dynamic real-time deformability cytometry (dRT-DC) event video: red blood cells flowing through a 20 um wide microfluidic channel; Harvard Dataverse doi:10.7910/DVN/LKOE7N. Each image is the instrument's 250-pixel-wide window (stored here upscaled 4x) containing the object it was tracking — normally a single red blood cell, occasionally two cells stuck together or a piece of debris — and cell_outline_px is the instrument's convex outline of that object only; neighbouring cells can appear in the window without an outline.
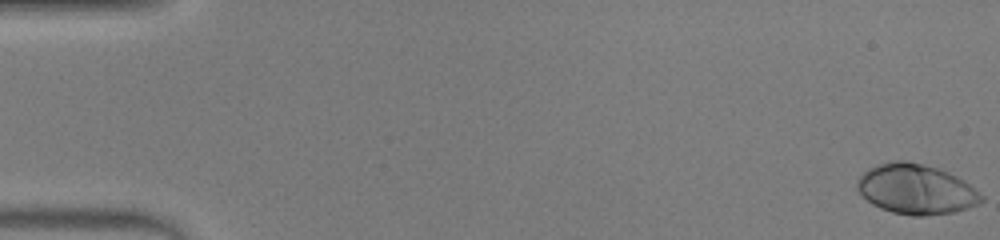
{"species": "human", "species_latin": "Homo sapiens", "temperature_condition": "warm", "stored_images_in_passage": 49, "camera_frame_rate_fps": 3000, "um_per_image_px": 0.085, "donor": {"sex": "male"}, "frame": {"image": 1, "passage_image": 1, "time_ms": 0.0, "image_size_px": [1000, 240], "cell_outline_px": [[984, 200], [976, 204], [952, 212], [924, 216], [912, 216], [892, 212], [880, 208], [872, 204], [856, 188], [856, 184], [860, 176], [868, 168], [876, 164], [892, 160], [904, 160], [936, 168], [948, 172], [964, 180], [984, 196]], "centroid_in_image_um": [77.84, 16.08], "position_along_channel_um": 7.2, "area_um2": 35.95}}
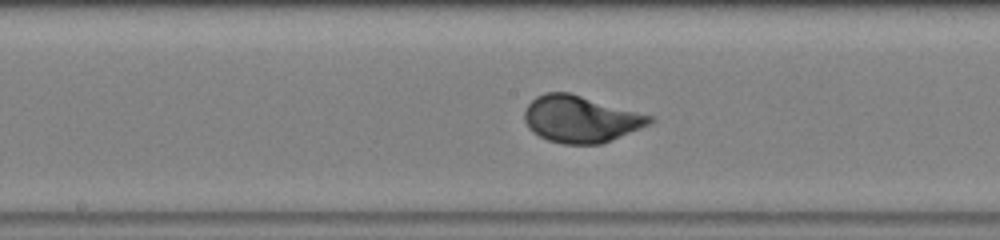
{"frame": {"image": 2, "passage_image": 26, "time_ms": 8.333, "image_size_px": [1000, 240], "cell_outline_px": [[656, 120], [640, 128], [600, 144], [564, 144], [548, 140], [532, 132], [528, 128], [524, 120], [524, 108], [536, 96], [544, 92], [568, 92], [656, 116]], "centroid_in_image_um": [49.35, 10.11], "position_along_channel_um": 198.9, "area_um2": 34.22}}
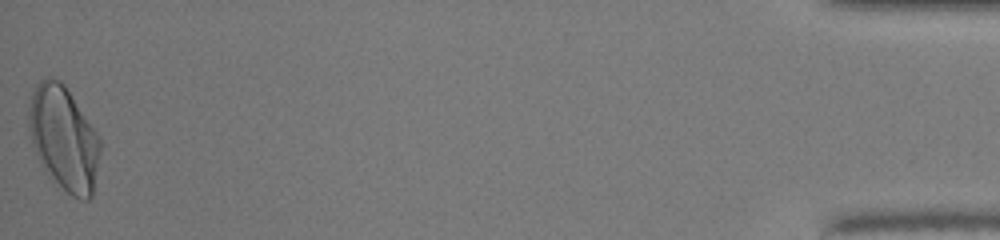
{"frame": {"image": 3, "passage_image": 49, "time_ms": 16.0, "image_size_px": [1000, 240], "cell_outline_px": [[100, 152], [92, 196], [88, 200], [80, 200], [72, 196], [48, 176], [32, 144], [28, 128], [28, 112], [32, 92], [36, 84], [40, 80], [48, 76], [52, 76], [60, 80], [64, 84], [100, 136]], "centroid_in_image_um": [5.42, 11.74], "position_along_channel_um": 429.8, "area_um2": 43.41}, "authors_computed_cell_mechanics": {"area_um2": 34.1598, "velocity_mm_per_s": 4.2635, "shape_relaxation_time_tau1_ms": 2.3349, "shape_relaxation_time_tau2_ms": null, "deformation_change_tau1": 0.1755, "deformation_change_tau2": null}}